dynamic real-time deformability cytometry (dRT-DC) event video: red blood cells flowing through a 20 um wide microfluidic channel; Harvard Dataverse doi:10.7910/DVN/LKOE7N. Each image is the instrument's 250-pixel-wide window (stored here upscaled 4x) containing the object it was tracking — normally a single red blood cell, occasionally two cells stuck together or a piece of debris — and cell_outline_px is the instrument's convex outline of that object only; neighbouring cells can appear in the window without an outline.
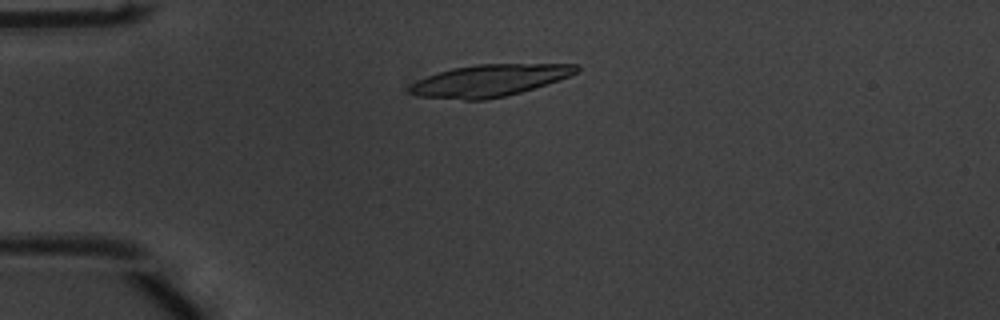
{"species": "common noctule bat (a hibernating species)", "species_latin": "Nyctalus noctula", "temperature_condition": "warm", "stored_images_in_passage": 50, "camera_frame_rate_fps": 3000, "um_per_image_px": 0.085, "animal": {"sex": "male", "body_mass_g": 20.1, "forearm_length_mm": 53.5}, "frame": {"image": 1, "passage_image": 11, "time_ms": 3.333, "image_size_px": [1000, 320], "cell_outline_px": [[580, 68], [576, 72], [568, 76], [520, 92], [504, 96], [484, 100], [464, 100], [420, 96], [408, 92], [408, 88], [416, 80], [452, 68], [476, 64], [580, 64]], "centroid_in_image_um": [41.57, 6.84], "position_along_channel_um": 43.4, "area_um2": 30.58}}
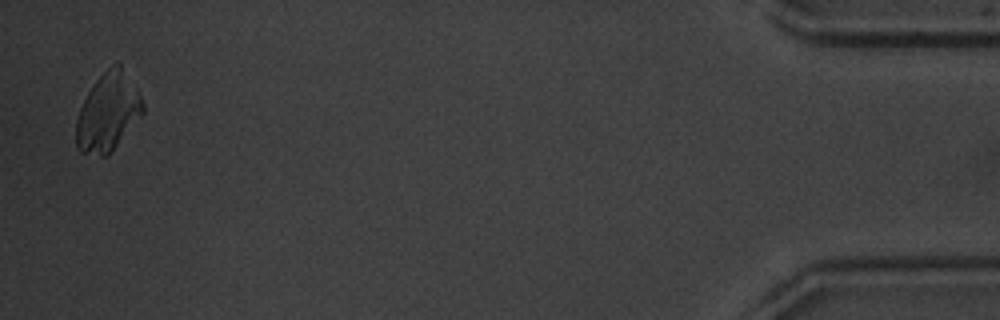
{"frame": {"image": 2, "passage_image": 49, "time_ms": 16.0, "image_size_px": [1000, 320], "cell_outline_px": [[144, 112], [108, 156], [100, 156], [80, 152], [76, 148], [76, 120], [80, 108], [88, 92], [96, 80], [108, 68], [120, 64], [140, 96], [144, 104]], "centroid_in_image_um": [9.15, 9.59], "position_along_channel_um": 426.0, "area_um2": 29.82}}